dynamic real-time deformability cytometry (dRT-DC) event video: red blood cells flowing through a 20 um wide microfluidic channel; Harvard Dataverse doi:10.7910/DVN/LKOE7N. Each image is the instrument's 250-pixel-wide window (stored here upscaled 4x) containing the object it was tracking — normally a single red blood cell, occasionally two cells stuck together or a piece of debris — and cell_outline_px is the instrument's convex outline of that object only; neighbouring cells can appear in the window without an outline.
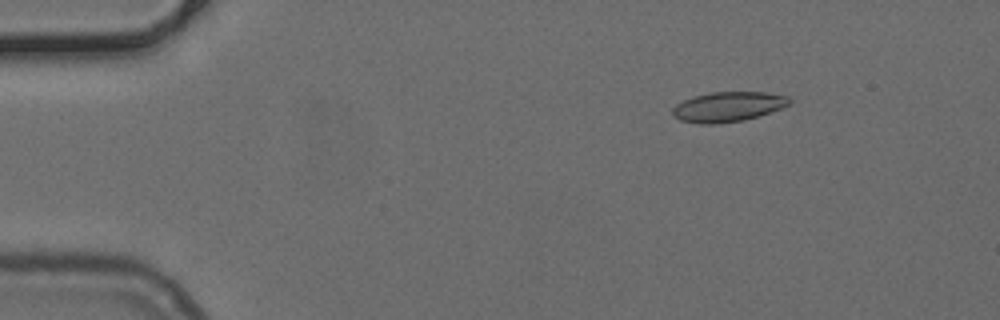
{"species": "common noctule bat (a hibernating species)", "species_latin": "Nyctalus noctula", "temperature_condition": "cold", "stored_images_in_passage": 45, "camera_frame_rate_fps": 3000, "um_per_image_px": 0.085, "animal": {"sex": "female", "body_mass_g": 24.6, "forearm_length_mm": 56.2}, "frame": {"image": 1, "passage_image": 1, "time_ms": 0.0, "image_size_px": [1000, 320], "cell_outline_px": [[792, 100], [788, 104], [780, 108], [744, 120], [716, 124], [700, 124], [680, 120], [672, 116], [672, 108], [676, 104], [692, 96], [712, 92], [768, 92], [788, 96]], "centroid_in_image_um": [61.83, 9.07], "position_along_channel_um": 23.2, "area_um2": 20.35}}
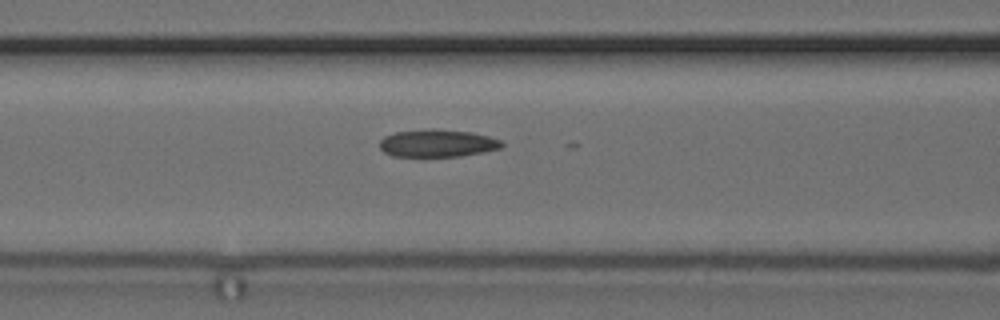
{"frame": {"image": 2, "passage_image": 15, "time_ms": 4.667, "image_size_px": [1000, 320], "cell_outline_px": [[504, 144], [500, 148], [484, 152], [460, 156], [392, 156], [384, 152], [380, 148], [380, 140], [384, 136], [396, 132], [432, 128], [436, 128], [472, 132], [488, 136], [500, 140]], "centroid_in_image_um": [37.18, 12.16], "position_along_channel_um": 129.4, "area_um2": 19.65}}
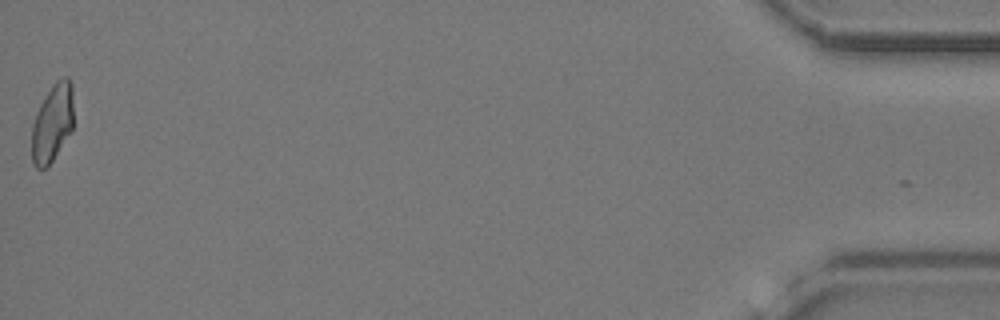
{"frame": {"image": 3, "passage_image": 45, "time_ms": 14.667, "image_size_px": [1000, 320], "cell_outline_px": [[72, 128], [48, 168], [36, 168], [32, 160], [32, 124], [36, 112], [40, 104], [52, 84], [56, 80], [64, 76], [68, 76], [72, 84]], "centroid_in_image_um": [4.44, 10.43], "position_along_channel_um": 430.8, "area_um2": 18.9}}